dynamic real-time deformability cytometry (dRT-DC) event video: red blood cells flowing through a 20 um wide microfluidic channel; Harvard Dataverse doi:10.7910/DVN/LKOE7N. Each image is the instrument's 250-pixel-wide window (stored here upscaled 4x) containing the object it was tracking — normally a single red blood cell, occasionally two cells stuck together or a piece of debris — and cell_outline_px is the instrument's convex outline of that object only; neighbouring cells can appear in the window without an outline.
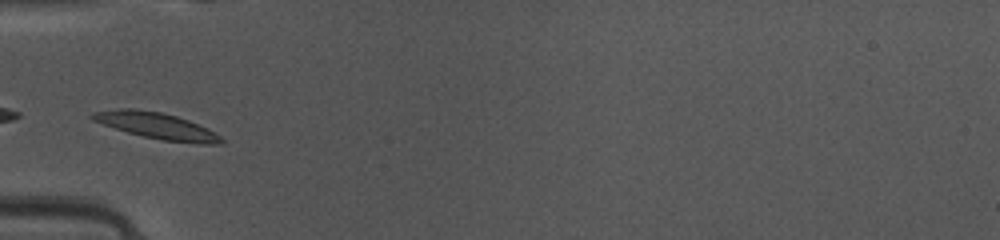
{"species": "common noctule bat (a hibernating species)", "species_latin": "Nyctalus noctula", "temperature_condition": "warm", "stored_images_in_passage": 19, "camera_frame_rate_fps": 3000, "um_per_image_px": 0.085, "animal": {"sex": "female", "body_mass_g": 10.0, "forearm_length_mm": 53.1}, "frame": {"image": 1, "passage_image": 1, "time_ms": 0.0, "image_size_px": [1000, 240], "cell_outline_px": [[224, 144], [204, 144], [164, 140], [144, 136], [128, 132], [92, 120], [88, 116], [92, 112], [120, 108], [132, 108], [160, 112], [176, 116], [188, 120], [208, 128], [216, 132], [224, 140]], "centroid_in_image_um": [13.34, 10.68], "position_along_channel_um": 71.7, "area_um2": 19.59}}
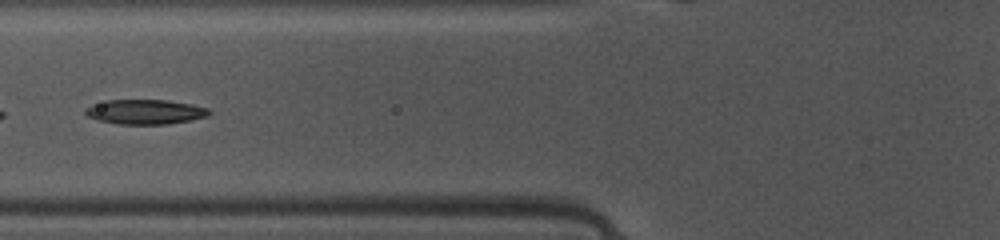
{"frame": {"image": 2, "passage_image": 4, "time_ms": 1.0, "image_size_px": [1000, 240], "cell_outline_px": [[212, 112], [208, 116], [192, 120], [168, 124], [120, 124], [100, 120], [88, 116], [84, 112], [88, 108], [108, 100], [164, 100], [192, 104], [208, 108]], "centroid_in_image_um": [12.44, 9.51], "position_along_channel_um": 113.4, "area_um2": 17.51}}